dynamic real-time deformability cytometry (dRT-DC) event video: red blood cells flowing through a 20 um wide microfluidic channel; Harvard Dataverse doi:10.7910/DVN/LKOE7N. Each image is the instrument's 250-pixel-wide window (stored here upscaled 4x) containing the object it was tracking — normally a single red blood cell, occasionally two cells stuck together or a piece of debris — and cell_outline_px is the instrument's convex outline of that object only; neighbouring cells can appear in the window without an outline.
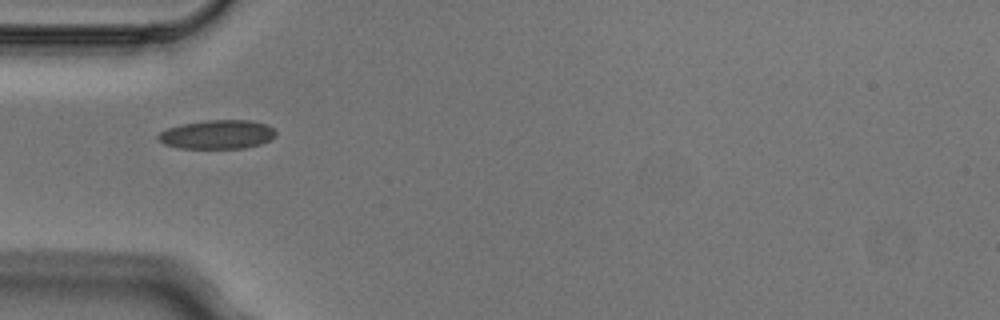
{"species": "Egyptian fruit bat (a non-hibernating species)", "species_latin": "Rousettus aegyptiacus", "temperature_condition": "cold", "stored_images_in_passage": 7, "camera_frame_rate_fps": 3000, "um_per_image_px": 0.085, "animal": {"sex": "male"}, "frame": {"image": 1, "passage_image": 4, "time_ms": 1.0, "image_size_px": [1000, 320], "cell_outline_px": [[276, 136], [260, 144], [244, 148], [180, 148], [164, 144], [156, 140], [156, 136], [160, 132], [168, 128], [180, 124], [204, 120], [248, 120], [268, 124], [276, 132]], "centroid_in_image_um": [18.44, 11.42], "position_along_channel_um": 66.6, "area_um2": 19.94}}
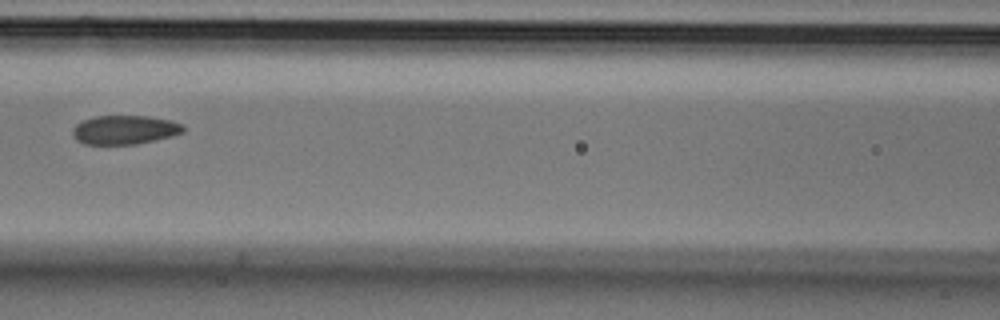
{"frame": {"image": 2, "passage_image": 6, "time_ms": 1.667, "image_size_px": [1000, 320], "cell_outline_px": [[184, 132], [172, 136], [156, 140], [136, 144], [84, 144], [76, 140], [72, 136], [72, 128], [80, 120], [96, 116], [148, 116], [172, 120], [180, 124], [184, 128]], "centroid_in_image_um": [10.56, 11.03], "position_along_channel_um": 156.0, "area_um2": 18.84}}
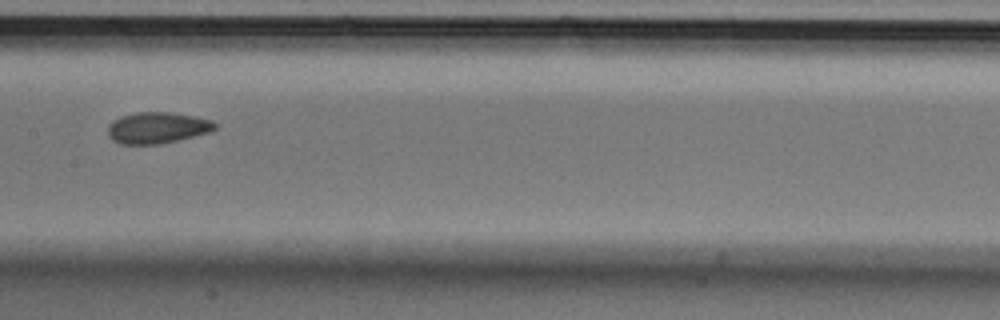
{"frame": {"image": 3, "passage_image": 7, "time_ms": 2.0, "image_size_px": [1000, 320], "cell_outline_px": [[216, 128], [208, 132], [160, 144], [120, 144], [112, 140], [108, 136], [108, 124], [112, 120], [120, 116], [136, 112], [168, 112], [192, 116], [212, 120], [216, 124]], "centroid_in_image_um": [13.3, 10.86], "position_along_channel_um": 194.1, "area_um2": 19.42}}